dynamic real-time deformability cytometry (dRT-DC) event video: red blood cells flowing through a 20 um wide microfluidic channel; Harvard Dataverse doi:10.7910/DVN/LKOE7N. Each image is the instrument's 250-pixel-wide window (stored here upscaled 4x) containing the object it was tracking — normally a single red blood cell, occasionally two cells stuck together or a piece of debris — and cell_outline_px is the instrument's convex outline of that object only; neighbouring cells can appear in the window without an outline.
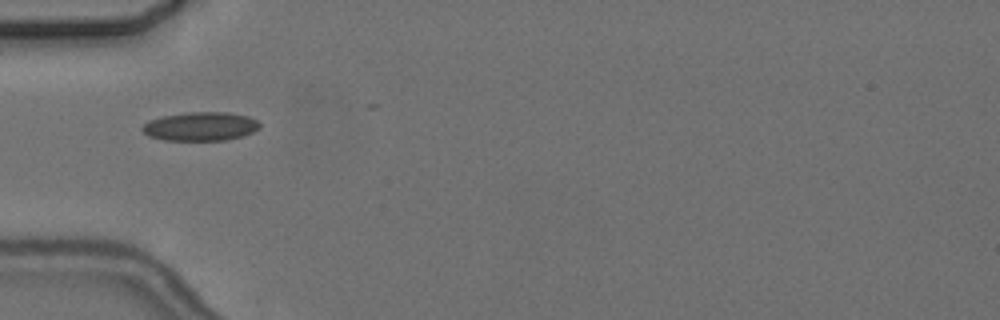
{"species": "common noctule bat (a hibernating species)", "species_latin": "Nyctalus noctula", "temperature_condition": "cold", "stored_images_in_passage": 5, "camera_frame_rate_fps": 3000, "um_per_image_px": 0.085, "animal": {"sex": "female", "body_mass_g": 24.6, "forearm_length_mm": 56.2}, "frame": {"image": 1, "passage_image": 1, "time_ms": 0.0, "image_size_px": [1000, 320], "cell_outline_px": [[260, 128], [244, 136], [228, 140], [164, 140], [148, 136], [140, 128], [148, 120], [160, 116], [188, 112], [228, 112], [248, 116], [256, 120], [260, 124]], "centroid_in_image_um": [17.03, 10.74], "position_along_channel_um": 68.0, "area_um2": 19.88}}
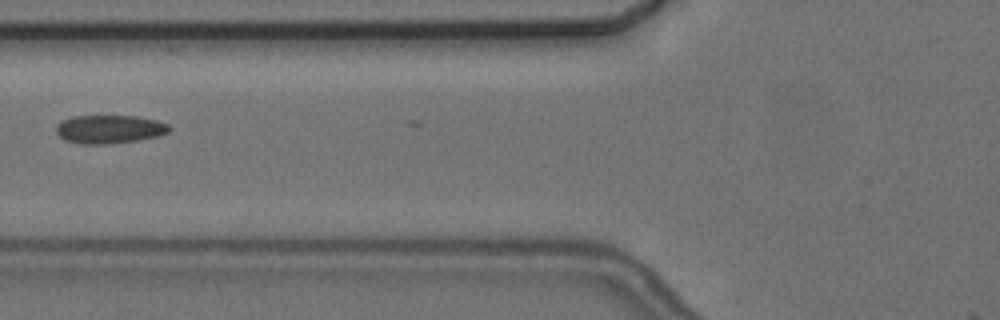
{"frame": {"image": 2, "passage_image": 2, "time_ms": 1.333, "image_size_px": [1000, 320], "cell_outline_px": [[172, 128], [168, 132], [160, 136], [112, 144], [80, 144], [64, 140], [56, 132], [56, 124], [60, 120], [72, 116], [136, 116], [156, 120], [168, 124]], "centroid_in_image_um": [9.28, 10.98], "position_along_channel_um": 116.5, "area_um2": 18.96}}
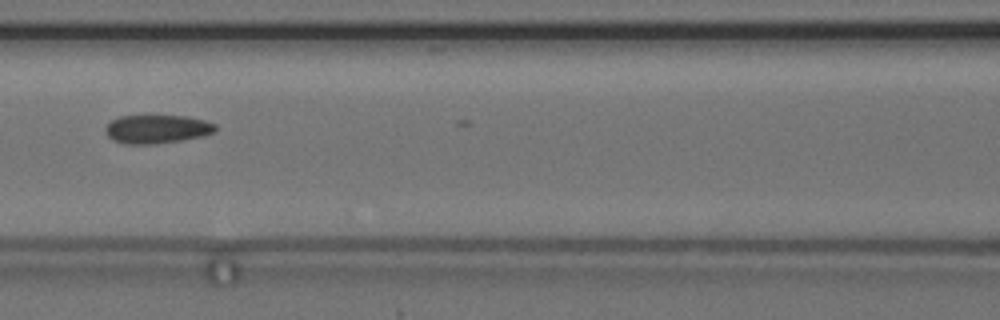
{"frame": {"image": 3, "passage_image": 3, "time_ms": 2.333, "image_size_px": [1000, 320], "cell_outline_px": [[216, 132], [204, 136], [156, 144], [124, 144], [112, 140], [104, 132], [104, 128], [112, 120], [120, 116], [188, 116], [204, 120], [216, 124]], "centroid_in_image_um": [13.34, 10.98], "position_along_channel_um": 153.3, "area_um2": 18.44}}